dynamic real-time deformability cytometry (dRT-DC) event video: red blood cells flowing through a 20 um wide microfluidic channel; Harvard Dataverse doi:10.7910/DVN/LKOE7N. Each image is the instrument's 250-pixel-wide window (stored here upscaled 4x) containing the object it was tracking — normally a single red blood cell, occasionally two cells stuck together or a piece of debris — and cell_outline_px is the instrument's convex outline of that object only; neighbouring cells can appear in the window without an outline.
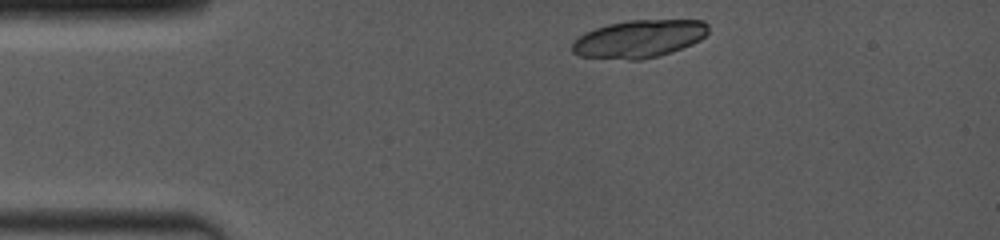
{"species": "common noctule bat (a hibernating species)", "species_latin": "Nyctalus noctula", "temperature_condition": "room temperature", "stored_images_in_passage": 3, "camera_frame_rate_fps": 4000, "um_per_image_px": 0.085, "animal": {"sex": "female", "body_mass_g": 19.0, "forearm_length_mm": 53.3}, "frame": {"image": 1, "passage_image": 1, "time_ms": 0.0, "image_size_px": [1000, 240], "cell_outline_px": [[708, 32], [700, 40], [692, 44], [656, 56], [640, 60], [628, 60], [580, 56], [572, 52], [572, 40], [584, 32], [608, 24], [628, 20], [704, 20], [708, 24]], "centroid_in_image_um": [54.28, 3.29], "position_along_channel_um": 30.7, "area_um2": 29.88}}